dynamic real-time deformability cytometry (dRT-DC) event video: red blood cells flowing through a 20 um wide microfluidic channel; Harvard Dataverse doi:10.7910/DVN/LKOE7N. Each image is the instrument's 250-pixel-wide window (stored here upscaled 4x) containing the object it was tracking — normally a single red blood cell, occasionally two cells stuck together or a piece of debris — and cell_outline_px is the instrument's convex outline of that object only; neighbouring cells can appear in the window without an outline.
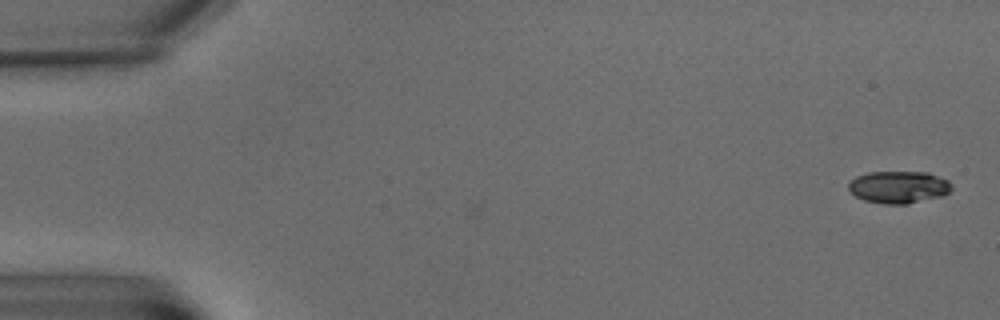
{"species": "common noctule bat (a hibernating species)", "species_latin": "Nyctalus noctula", "temperature_condition": "warm", "stored_images_in_passage": 8, "camera_frame_rate_fps": 3000, "um_per_image_px": 0.085, "animal": {"sex": "male", "body_mass_g": 15.6}, "frame": {"image": 1, "passage_image": 1, "time_ms": 0.0, "image_size_px": [1000, 320], "cell_outline_px": [[952, 188], [944, 196], [908, 204], [884, 204], [864, 200], [856, 196], [848, 188], [848, 184], [856, 176], [868, 172], [928, 172], [948, 180], [952, 184]], "centroid_in_image_um": [76.41, 15.9], "position_along_channel_um": 8.6, "area_um2": 19.48}}
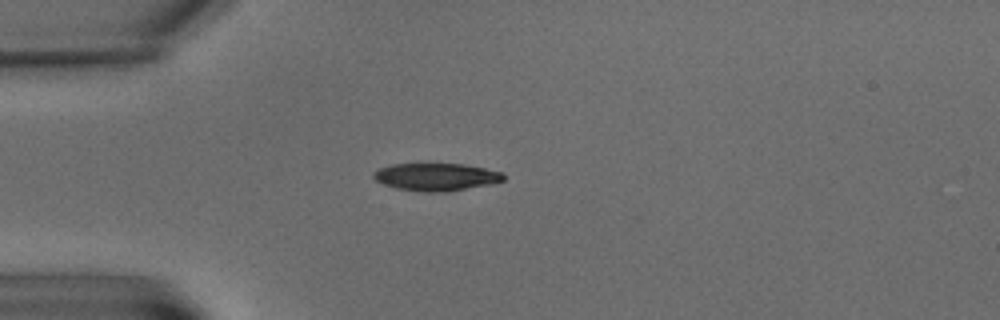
{"frame": {"image": 2, "passage_image": 6, "time_ms": 6.0, "image_size_px": [1000, 320], "cell_outline_px": [[504, 180], [488, 184], [444, 192], [424, 192], [396, 188], [384, 184], [376, 180], [372, 176], [372, 172], [380, 168], [392, 164], [464, 164], [504, 172]], "centroid_in_image_um": [37.05, 15.03], "position_along_channel_um": 48.0, "area_um2": 20.69}}